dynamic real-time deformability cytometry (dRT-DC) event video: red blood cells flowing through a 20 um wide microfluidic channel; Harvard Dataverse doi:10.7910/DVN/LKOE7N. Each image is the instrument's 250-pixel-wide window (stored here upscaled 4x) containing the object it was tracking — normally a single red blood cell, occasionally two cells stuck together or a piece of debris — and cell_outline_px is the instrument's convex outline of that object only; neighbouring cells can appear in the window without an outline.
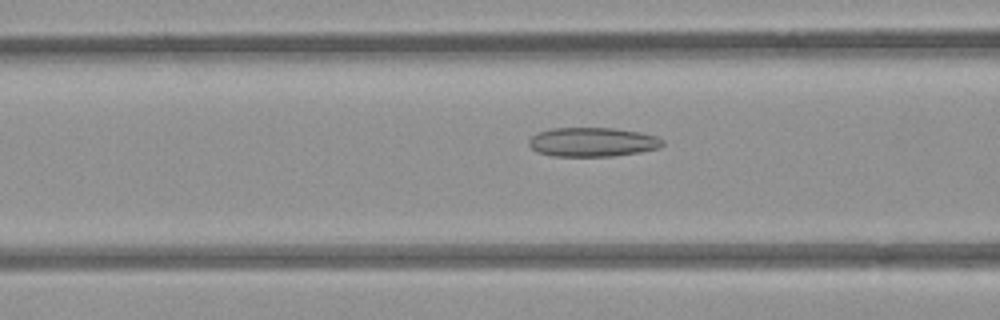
{"species": "common noctule bat (a hibernating species)", "species_latin": "Nyctalus noctula", "temperature_condition": "room temperature", "stored_images_in_passage": 45, "camera_frame_rate_fps": 3000, "um_per_image_px": 0.085, "animal": {"sex": "female", "body_mass_g": 21.9}, "frame": {"image": 1, "passage_image": 13, "time_ms": 4.0, "image_size_px": [1000, 320], "cell_outline_px": [[664, 144], [660, 148], [640, 152], [612, 156], [552, 156], [536, 152], [528, 144], [528, 140], [536, 132], [552, 128], [612, 128], [640, 132], [656, 136], [664, 140]], "centroid_in_image_um": [50.35, 12.07], "position_along_channel_um": 116.3, "area_um2": 22.89}}
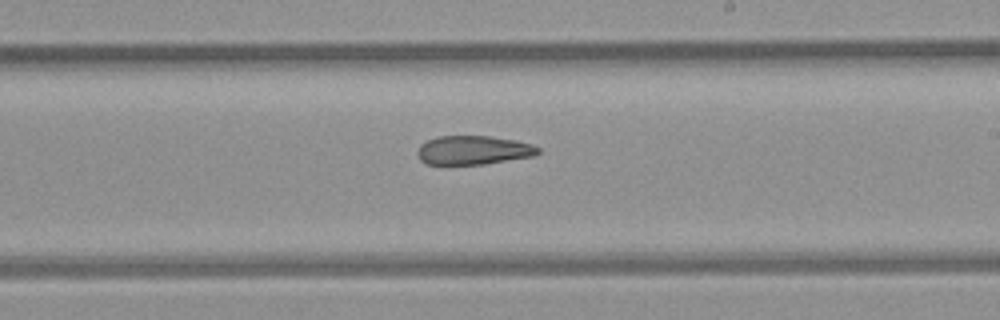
{"frame": {"image": 2, "passage_image": 23, "time_ms": 7.333, "image_size_px": [1000, 320], "cell_outline_px": [[540, 152], [536, 156], [484, 164], [428, 164], [420, 160], [416, 156], [416, 152], [420, 144], [428, 140], [440, 136], [488, 136], [516, 140], [532, 144], [540, 148]], "centroid_in_image_um": [40.25, 12.76], "position_along_channel_um": 248.8, "area_um2": 20.46}}
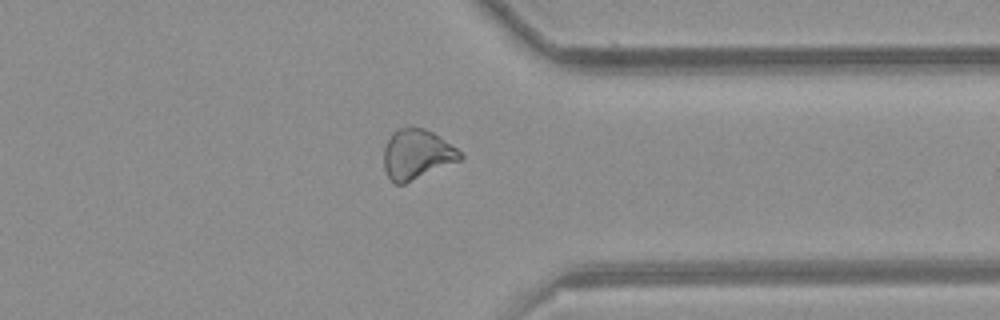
{"frame": {"image": 3, "passage_image": 33, "time_ms": 10.667, "image_size_px": [1000, 320], "cell_outline_px": [[464, 156], [460, 160], [404, 184], [396, 184], [388, 176], [384, 168], [384, 148], [392, 132], [408, 124], [424, 128], [432, 132], [456, 148]], "centroid_in_image_um": [35.4, 13.09], "position_along_channel_um": 376.0, "area_um2": 22.14}, "authors_computed_cell_mechanics": {"area_um2": 22.542, "velocity_mm_per_s": 3.9675, "shape_relaxation_time_tau1_ms": null, "shape_relaxation_time_tau2_ms": 9.8023, "deformation_change_tau1": null, "deformation_change_tau2": 0.2122}}